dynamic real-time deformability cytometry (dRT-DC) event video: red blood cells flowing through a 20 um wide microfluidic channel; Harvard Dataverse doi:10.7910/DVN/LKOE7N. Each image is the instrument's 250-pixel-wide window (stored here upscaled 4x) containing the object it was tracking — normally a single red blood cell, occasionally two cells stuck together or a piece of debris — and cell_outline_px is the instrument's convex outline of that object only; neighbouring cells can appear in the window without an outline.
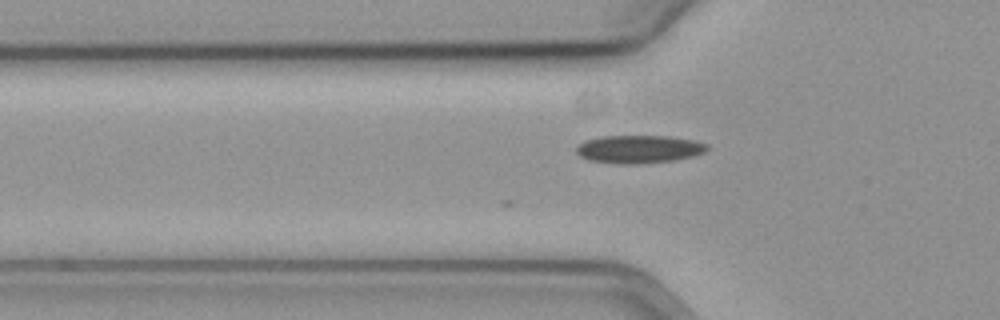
{"species": "common noctule bat (a hibernating species)", "species_latin": "Nyctalus noctula", "temperature_condition": "cold", "stored_images_in_passage": 7, "camera_frame_rate_fps": 3000, "um_per_image_px": 0.085, "animal": {"sex": "female", "body_mass_g": 19.3, "forearm_length_mm": 54.1}, "frame": {"image": 1, "passage_image": 7, "time_ms": 2.0, "image_size_px": [1000, 320], "cell_outline_px": [[708, 148], [704, 152], [692, 156], [672, 160], [632, 164], [620, 164], [588, 160], [580, 156], [576, 152], [576, 148], [584, 140], [600, 136], [668, 136], [692, 140], [708, 144]], "centroid_in_image_um": [54.27, 12.67], "position_along_channel_um": 71.5, "area_um2": 21.15}}